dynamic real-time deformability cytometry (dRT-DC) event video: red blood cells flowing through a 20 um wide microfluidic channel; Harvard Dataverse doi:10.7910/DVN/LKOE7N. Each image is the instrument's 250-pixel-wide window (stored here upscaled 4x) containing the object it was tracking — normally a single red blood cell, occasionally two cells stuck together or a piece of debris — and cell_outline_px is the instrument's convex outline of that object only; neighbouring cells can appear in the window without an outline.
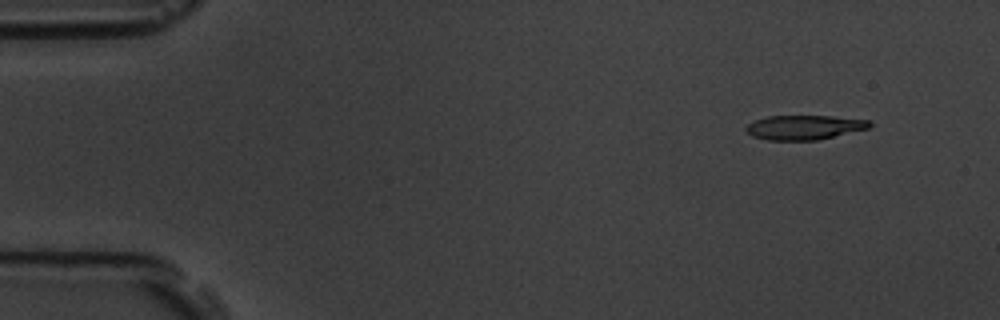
{"species": "common noctule bat (a hibernating species)", "species_latin": "Nyctalus noctula", "temperature_condition": "room temperature", "stored_images_in_passage": 5, "camera_frame_rate_fps": 3000, "um_per_image_px": 0.085, "animal": {"sex": "male", "body_mass_g": 19.5, "forearm_length_mm": 54.6}, "frame": {"image": 1, "passage_image": 2, "time_ms": 1.333, "image_size_px": [1000, 320], "cell_outline_px": [[872, 124], [868, 128], [816, 140], [768, 140], [752, 136], [744, 128], [752, 120], [768, 116], [832, 116], [868, 120]], "centroid_in_image_um": [68.3, 10.82], "position_along_channel_um": 16.7, "area_um2": 17.46}}
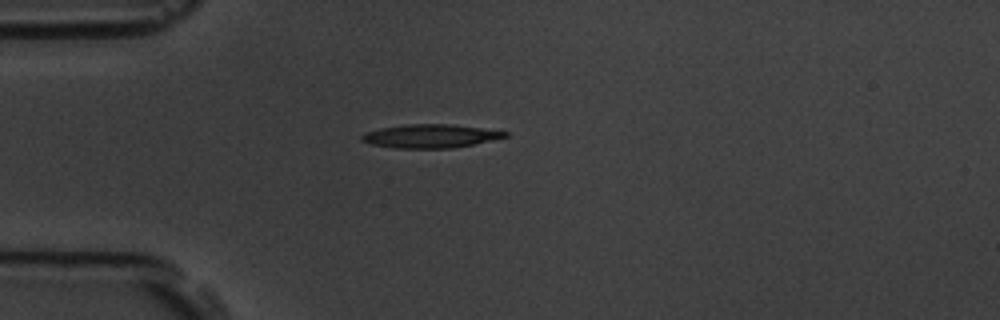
{"frame": {"image": 2, "passage_image": 5, "time_ms": 4.667, "image_size_px": [1000, 320], "cell_outline_px": [[508, 136], [472, 144], [452, 148], [396, 148], [372, 144], [360, 140], [360, 136], [364, 132], [380, 128], [408, 124], [452, 124], [508, 132]], "centroid_in_image_um": [36.52, 11.56], "position_along_channel_um": 48.5, "area_um2": 19.42}}